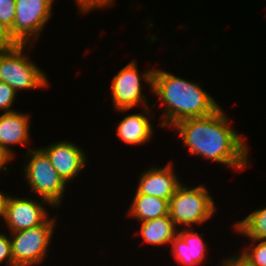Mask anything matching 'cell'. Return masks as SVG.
Masks as SVG:
<instances>
[{
    "mask_svg": "<svg viewBox=\"0 0 266 266\" xmlns=\"http://www.w3.org/2000/svg\"><path fill=\"white\" fill-rule=\"evenodd\" d=\"M40 148L46 153L54 169L67 184L86 167L87 154L80 146L71 141L61 140Z\"/></svg>",
    "mask_w": 266,
    "mask_h": 266,
    "instance_id": "10",
    "label": "cell"
},
{
    "mask_svg": "<svg viewBox=\"0 0 266 266\" xmlns=\"http://www.w3.org/2000/svg\"><path fill=\"white\" fill-rule=\"evenodd\" d=\"M189 229H178L171 242L170 252L179 266H201L207 253V245L198 232Z\"/></svg>",
    "mask_w": 266,
    "mask_h": 266,
    "instance_id": "12",
    "label": "cell"
},
{
    "mask_svg": "<svg viewBox=\"0 0 266 266\" xmlns=\"http://www.w3.org/2000/svg\"><path fill=\"white\" fill-rule=\"evenodd\" d=\"M132 203L128 209V216L132 217L137 222H144L160 218L169 214V201L149 196L138 194L135 192Z\"/></svg>",
    "mask_w": 266,
    "mask_h": 266,
    "instance_id": "16",
    "label": "cell"
},
{
    "mask_svg": "<svg viewBox=\"0 0 266 266\" xmlns=\"http://www.w3.org/2000/svg\"><path fill=\"white\" fill-rule=\"evenodd\" d=\"M56 219L57 217L53 216L43 225L9 233L14 266L43 264L51 247L55 226H57Z\"/></svg>",
    "mask_w": 266,
    "mask_h": 266,
    "instance_id": "6",
    "label": "cell"
},
{
    "mask_svg": "<svg viewBox=\"0 0 266 266\" xmlns=\"http://www.w3.org/2000/svg\"><path fill=\"white\" fill-rule=\"evenodd\" d=\"M31 44H14L0 51V81L12 87L18 94L20 90L49 87L47 75L31 60L28 52Z\"/></svg>",
    "mask_w": 266,
    "mask_h": 266,
    "instance_id": "3",
    "label": "cell"
},
{
    "mask_svg": "<svg viewBox=\"0 0 266 266\" xmlns=\"http://www.w3.org/2000/svg\"><path fill=\"white\" fill-rule=\"evenodd\" d=\"M229 120L220 106L210 115L184 119L171 128L190 154L241 171L251 165L249 146Z\"/></svg>",
    "mask_w": 266,
    "mask_h": 266,
    "instance_id": "1",
    "label": "cell"
},
{
    "mask_svg": "<svg viewBox=\"0 0 266 266\" xmlns=\"http://www.w3.org/2000/svg\"><path fill=\"white\" fill-rule=\"evenodd\" d=\"M53 2L54 0H15L14 24L8 32L14 44L32 45L37 42L40 32L52 16Z\"/></svg>",
    "mask_w": 266,
    "mask_h": 266,
    "instance_id": "8",
    "label": "cell"
},
{
    "mask_svg": "<svg viewBox=\"0 0 266 266\" xmlns=\"http://www.w3.org/2000/svg\"><path fill=\"white\" fill-rule=\"evenodd\" d=\"M152 93L161 101L162 128H170L184 119L210 115L221 106L200 84L158 68L153 73Z\"/></svg>",
    "mask_w": 266,
    "mask_h": 266,
    "instance_id": "2",
    "label": "cell"
},
{
    "mask_svg": "<svg viewBox=\"0 0 266 266\" xmlns=\"http://www.w3.org/2000/svg\"><path fill=\"white\" fill-rule=\"evenodd\" d=\"M239 256L250 266H266V240H251ZM252 245V246H251Z\"/></svg>",
    "mask_w": 266,
    "mask_h": 266,
    "instance_id": "18",
    "label": "cell"
},
{
    "mask_svg": "<svg viewBox=\"0 0 266 266\" xmlns=\"http://www.w3.org/2000/svg\"><path fill=\"white\" fill-rule=\"evenodd\" d=\"M18 110L5 112L0 115V144L15 157L13 145H27L30 143V115ZM30 123V124H29Z\"/></svg>",
    "mask_w": 266,
    "mask_h": 266,
    "instance_id": "13",
    "label": "cell"
},
{
    "mask_svg": "<svg viewBox=\"0 0 266 266\" xmlns=\"http://www.w3.org/2000/svg\"><path fill=\"white\" fill-rule=\"evenodd\" d=\"M13 158L14 156L0 144V171L2 169V172H6L8 170V167L6 165L10 163L11 160L13 161Z\"/></svg>",
    "mask_w": 266,
    "mask_h": 266,
    "instance_id": "23",
    "label": "cell"
},
{
    "mask_svg": "<svg viewBox=\"0 0 266 266\" xmlns=\"http://www.w3.org/2000/svg\"><path fill=\"white\" fill-rule=\"evenodd\" d=\"M0 232V264L3 262L6 266H14L12 258V248L10 237Z\"/></svg>",
    "mask_w": 266,
    "mask_h": 266,
    "instance_id": "22",
    "label": "cell"
},
{
    "mask_svg": "<svg viewBox=\"0 0 266 266\" xmlns=\"http://www.w3.org/2000/svg\"><path fill=\"white\" fill-rule=\"evenodd\" d=\"M151 110L148 106L141 113L126 115L116 127V135L125 145H143L153 137V124L150 122Z\"/></svg>",
    "mask_w": 266,
    "mask_h": 266,
    "instance_id": "14",
    "label": "cell"
},
{
    "mask_svg": "<svg viewBox=\"0 0 266 266\" xmlns=\"http://www.w3.org/2000/svg\"><path fill=\"white\" fill-rule=\"evenodd\" d=\"M17 93L5 82L0 81V112H13L12 109Z\"/></svg>",
    "mask_w": 266,
    "mask_h": 266,
    "instance_id": "20",
    "label": "cell"
},
{
    "mask_svg": "<svg viewBox=\"0 0 266 266\" xmlns=\"http://www.w3.org/2000/svg\"><path fill=\"white\" fill-rule=\"evenodd\" d=\"M140 224V232L138 233H140L144 244L170 245L178 231L169 214Z\"/></svg>",
    "mask_w": 266,
    "mask_h": 266,
    "instance_id": "15",
    "label": "cell"
},
{
    "mask_svg": "<svg viewBox=\"0 0 266 266\" xmlns=\"http://www.w3.org/2000/svg\"><path fill=\"white\" fill-rule=\"evenodd\" d=\"M173 167V163L168 162L163 167L153 166L142 172L136 192L169 201L182 183Z\"/></svg>",
    "mask_w": 266,
    "mask_h": 266,
    "instance_id": "11",
    "label": "cell"
},
{
    "mask_svg": "<svg viewBox=\"0 0 266 266\" xmlns=\"http://www.w3.org/2000/svg\"><path fill=\"white\" fill-rule=\"evenodd\" d=\"M14 45V42L11 40L8 31H6L3 26L0 24V51L7 50Z\"/></svg>",
    "mask_w": 266,
    "mask_h": 266,
    "instance_id": "24",
    "label": "cell"
},
{
    "mask_svg": "<svg viewBox=\"0 0 266 266\" xmlns=\"http://www.w3.org/2000/svg\"><path fill=\"white\" fill-rule=\"evenodd\" d=\"M41 200V203H40ZM32 198L6 196L4 203V217L9 233L30 229L43 225L50 217L44 205L52 206L48 201Z\"/></svg>",
    "mask_w": 266,
    "mask_h": 266,
    "instance_id": "9",
    "label": "cell"
},
{
    "mask_svg": "<svg viewBox=\"0 0 266 266\" xmlns=\"http://www.w3.org/2000/svg\"><path fill=\"white\" fill-rule=\"evenodd\" d=\"M15 14V0H0V24L8 32L13 28Z\"/></svg>",
    "mask_w": 266,
    "mask_h": 266,
    "instance_id": "19",
    "label": "cell"
},
{
    "mask_svg": "<svg viewBox=\"0 0 266 266\" xmlns=\"http://www.w3.org/2000/svg\"><path fill=\"white\" fill-rule=\"evenodd\" d=\"M225 259V260H224ZM220 266H250L246 261H244L239 255L229 258H224Z\"/></svg>",
    "mask_w": 266,
    "mask_h": 266,
    "instance_id": "25",
    "label": "cell"
},
{
    "mask_svg": "<svg viewBox=\"0 0 266 266\" xmlns=\"http://www.w3.org/2000/svg\"><path fill=\"white\" fill-rule=\"evenodd\" d=\"M135 61L131 60L111 80L110 94L112 95L113 109L116 112L125 113L137 105L144 107L149 105L147 97L143 95L141 82L144 81L145 85L148 84L150 91H152L154 68H148V70L140 73L138 63Z\"/></svg>",
    "mask_w": 266,
    "mask_h": 266,
    "instance_id": "7",
    "label": "cell"
},
{
    "mask_svg": "<svg viewBox=\"0 0 266 266\" xmlns=\"http://www.w3.org/2000/svg\"><path fill=\"white\" fill-rule=\"evenodd\" d=\"M233 228L249 240H266V207L251 212L243 220L234 223Z\"/></svg>",
    "mask_w": 266,
    "mask_h": 266,
    "instance_id": "17",
    "label": "cell"
},
{
    "mask_svg": "<svg viewBox=\"0 0 266 266\" xmlns=\"http://www.w3.org/2000/svg\"><path fill=\"white\" fill-rule=\"evenodd\" d=\"M212 198L203 184L190 188L181 183L169 200V216L176 228L189 229L210 220L217 211Z\"/></svg>",
    "mask_w": 266,
    "mask_h": 266,
    "instance_id": "5",
    "label": "cell"
},
{
    "mask_svg": "<svg viewBox=\"0 0 266 266\" xmlns=\"http://www.w3.org/2000/svg\"><path fill=\"white\" fill-rule=\"evenodd\" d=\"M115 1L116 0H75L78 5V11L83 15L96 9H105L106 7L112 6L111 4L114 5Z\"/></svg>",
    "mask_w": 266,
    "mask_h": 266,
    "instance_id": "21",
    "label": "cell"
},
{
    "mask_svg": "<svg viewBox=\"0 0 266 266\" xmlns=\"http://www.w3.org/2000/svg\"><path fill=\"white\" fill-rule=\"evenodd\" d=\"M6 196L7 194L0 190V220H2L4 217V203Z\"/></svg>",
    "mask_w": 266,
    "mask_h": 266,
    "instance_id": "26",
    "label": "cell"
},
{
    "mask_svg": "<svg viewBox=\"0 0 266 266\" xmlns=\"http://www.w3.org/2000/svg\"><path fill=\"white\" fill-rule=\"evenodd\" d=\"M23 174L34 194L48 201L53 207L59 208L62 204L67 184L52 166L50 159L41 148L27 147ZM67 185V186H66Z\"/></svg>",
    "mask_w": 266,
    "mask_h": 266,
    "instance_id": "4",
    "label": "cell"
}]
</instances>
